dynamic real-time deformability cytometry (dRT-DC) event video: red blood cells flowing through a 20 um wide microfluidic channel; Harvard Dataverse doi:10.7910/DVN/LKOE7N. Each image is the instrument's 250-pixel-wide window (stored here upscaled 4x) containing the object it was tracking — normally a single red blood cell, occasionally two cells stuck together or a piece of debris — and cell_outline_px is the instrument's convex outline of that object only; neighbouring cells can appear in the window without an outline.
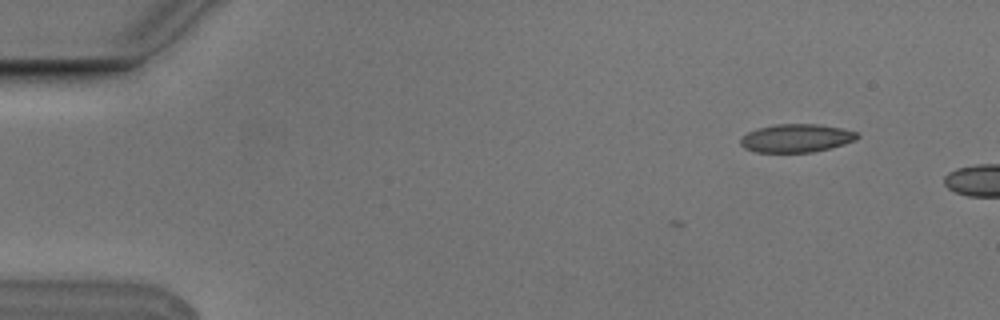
{"species": "Egyptian fruit bat (a non-hibernating species)", "species_latin": "Rousettus aegyptiacus", "temperature_condition": "cold", "stored_images_in_passage": 3, "camera_frame_rate_fps": 3000, "um_per_image_px": 0.085, "animal": {"sex": "male"}, "frame": {"image": 1, "passage_image": 1, "time_ms": 0.0, "image_size_px": [1000, 320], "cell_outline_px": [[860, 136], [856, 140], [832, 148], [812, 152], [756, 152], [744, 148], [740, 144], [740, 136], [756, 128], [776, 124], [820, 124], [860, 132]], "centroid_in_image_um": [67.7, 11.74], "position_along_channel_um": 17.3, "area_um2": 19.48}}